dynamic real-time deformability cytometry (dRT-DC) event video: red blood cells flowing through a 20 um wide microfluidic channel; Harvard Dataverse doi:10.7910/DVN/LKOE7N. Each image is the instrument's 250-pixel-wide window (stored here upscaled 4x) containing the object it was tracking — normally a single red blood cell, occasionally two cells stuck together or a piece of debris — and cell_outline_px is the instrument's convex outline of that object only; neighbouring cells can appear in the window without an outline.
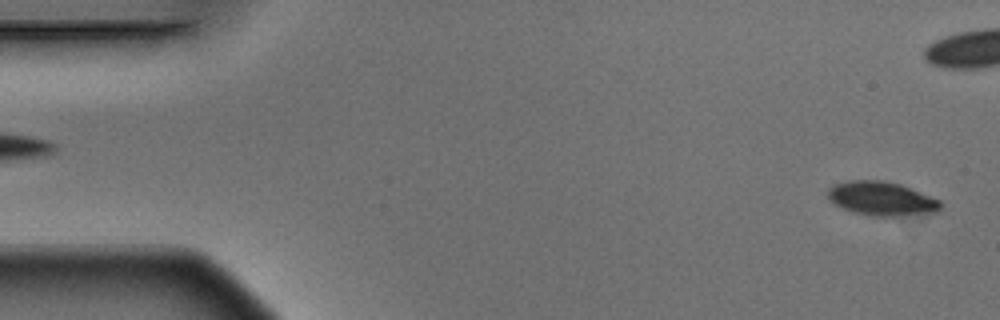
{"species": "Egyptian fruit bat (a non-hibernating species)", "species_latin": "Rousettus aegyptiacus", "temperature_condition": "warm", "stored_images_in_passage": 6, "segment_of_instrument_passage": [2, 2], "camera_frame_rate_fps": 3000, "um_per_image_px": 0.085, "animal": {"sex": "male"}, "frame": {"image": 1, "passage_image": 6, "time_ms": 1.667, "image_size_px": [1000, 320], "cell_outline_px": [[940, 208], [936, 212], [892, 216], [872, 216], [852, 212], [836, 204], [828, 196], [828, 188], [836, 184], [848, 180], [884, 180], [900, 184], [940, 200]], "centroid_in_image_um": [74.92, 16.87], "position_along_channel_um": 10.1, "area_um2": 21.96}}